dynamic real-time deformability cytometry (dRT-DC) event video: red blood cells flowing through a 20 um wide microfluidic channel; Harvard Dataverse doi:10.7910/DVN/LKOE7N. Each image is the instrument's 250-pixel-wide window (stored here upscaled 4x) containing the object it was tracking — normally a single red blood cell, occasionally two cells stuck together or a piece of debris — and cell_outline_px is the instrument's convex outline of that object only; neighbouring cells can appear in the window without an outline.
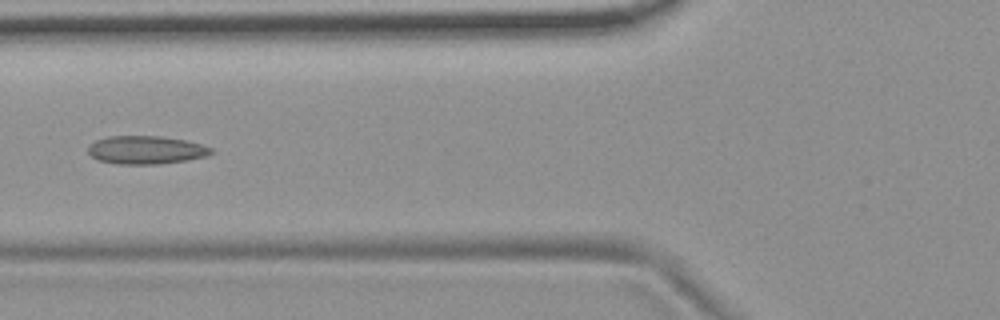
{"species": "common noctule bat (a hibernating species)", "species_latin": "Nyctalus noctula", "temperature_condition": "room temperature", "stored_images_in_passage": 8, "camera_frame_rate_fps": 3000, "um_per_image_px": 0.085, "animal": {"sex": "female", "body_mass_g": 19.9}, "frame": {"image": 1, "passage_image": 5, "time_ms": 5.667, "image_size_px": [1000, 320], "cell_outline_px": [[212, 152], [208, 156], [188, 160], [160, 164], [116, 164], [96, 160], [88, 152], [88, 144], [96, 140], [108, 136], [160, 136], [188, 140], [204, 144], [212, 148]], "centroid_in_image_um": [12.42, 12.74], "position_along_channel_um": 113.4, "area_um2": 20.58}}
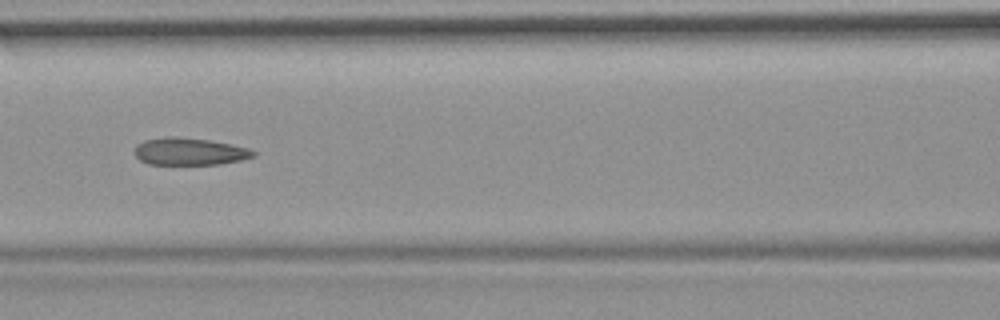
{"frame": {"image": 2, "passage_image": 6, "time_ms": 6.667, "image_size_px": [1000, 320], "cell_outline_px": [[256, 156], [240, 160], [220, 164], [148, 164], [140, 160], [132, 152], [136, 144], [144, 140], [172, 136], [208, 140], [248, 148], [256, 152]], "centroid_in_image_um": [16.06, 12.88], "position_along_channel_um": 150.5, "area_um2": 18.79}}